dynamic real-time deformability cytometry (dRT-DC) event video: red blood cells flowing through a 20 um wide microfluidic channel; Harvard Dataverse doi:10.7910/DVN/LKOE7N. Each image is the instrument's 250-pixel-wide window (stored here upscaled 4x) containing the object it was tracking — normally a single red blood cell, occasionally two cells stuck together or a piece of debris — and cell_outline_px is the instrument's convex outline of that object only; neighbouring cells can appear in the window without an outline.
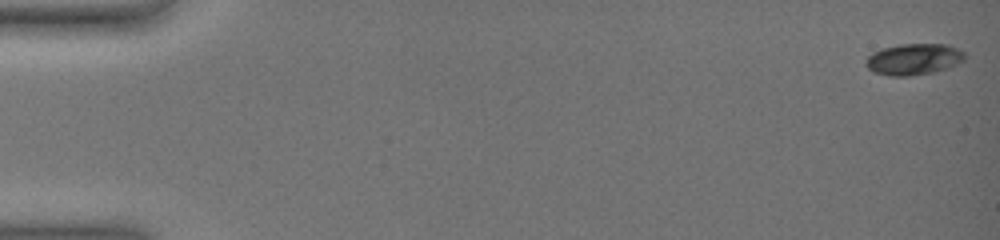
{"species": "common noctule bat (a hibernating species)", "species_latin": "Nyctalus noctula", "temperature_condition": "warm", "stored_images_in_passage": 54, "camera_frame_rate_fps": 3000, "um_per_image_px": 0.085, "animal": {"sex": "female", "body_mass_g": 19.0, "forearm_length_mm": 51.5}, "frame": {"image": 1, "passage_image": 1, "time_ms": 0.0, "image_size_px": [1000, 240], "cell_outline_px": [[964, 60], [948, 68], [936, 72], [908, 76], [892, 76], [876, 72], [868, 68], [864, 60], [872, 52], [884, 48], [900, 44], [948, 44], [964, 52]], "centroid_in_image_um": [77.67, 5.03], "position_along_channel_um": 7.3, "area_um2": 17.98}}
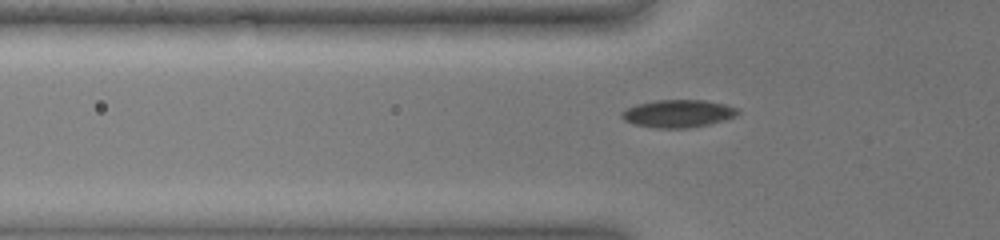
{"frame": {"image": 2, "passage_image": 20, "time_ms": 6.333, "image_size_px": [1000, 240], "cell_outline_px": [[740, 112], [732, 116], [708, 124], [688, 128], [656, 128], [636, 124], [624, 120], [624, 112], [628, 108], [636, 104], [656, 100], [704, 100], [724, 104], [736, 108]], "centroid_in_image_um": [57.63, 9.64], "position_along_channel_um": 68.2, "area_um2": 18.15}}
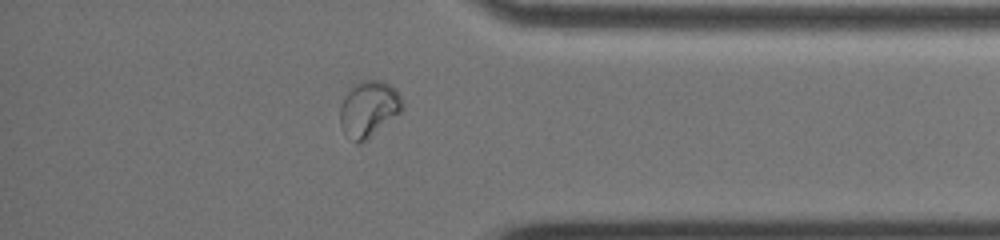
{"frame": {"image": 3, "passage_image": 48, "time_ms": 15.667, "image_size_px": [1000, 240], "cell_outline_px": [[404, 108], [400, 112], [368, 140], [360, 144], [356, 144], [344, 132], [340, 124], [340, 108], [344, 96], [360, 80], [380, 80], [388, 84], [400, 96], [404, 104]], "centroid_in_image_um": [31.33, 9.29], "position_along_channel_um": 403.9, "area_um2": 20.23}, "authors_computed_cell_mechanics": {"area_um2": 17.4845, "velocity_mm_per_s": 3.6464, "shape_relaxation_time_tau1_ms": 7.4907, "shape_relaxation_time_tau2_ms": 2.9045, "deformation_change_tau1": 0.1732, "deformation_change_tau2": 0.0374}}